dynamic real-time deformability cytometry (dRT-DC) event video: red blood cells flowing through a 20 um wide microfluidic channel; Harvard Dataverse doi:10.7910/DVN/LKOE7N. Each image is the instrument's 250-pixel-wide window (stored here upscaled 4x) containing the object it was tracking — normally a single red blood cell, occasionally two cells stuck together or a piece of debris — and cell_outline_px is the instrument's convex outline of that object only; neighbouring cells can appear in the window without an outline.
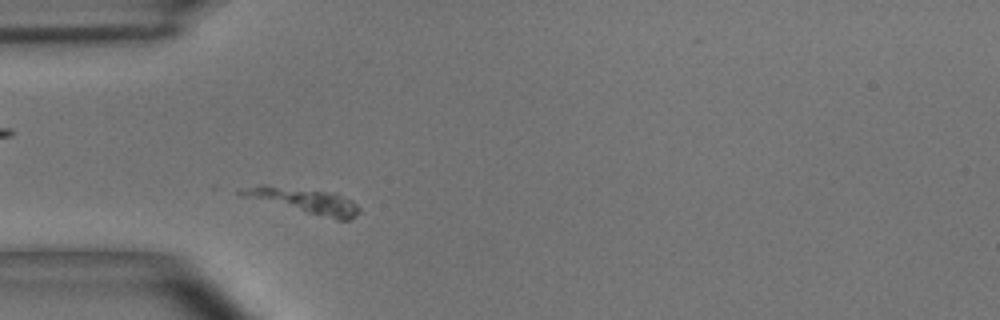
{"species": "common noctule bat (a hibernating species)", "species_latin": "Nyctalus noctula", "temperature_condition": "room temperature", "stored_images_in_passage": 2, "camera_frame_rate_fps": 3000, "um_per_image_px": 0.085, "animal": {"sex": "male", "body_mass_g": 15.6}, "frame": {"image": 1, "passage_image": 2, "time_ms": 0.333, "image_size_px": [1000, 320], "cell_outline_px": [[360, 212], [348, 220], [336, 220], [240, 196], [236, 192], [236, 188], [260, 184], [264, 184], [324, 192], [340, 196], [352, 200], [360, 208]], "centroid_in_image_um": [25.74, 17.06], "position_along_channel_um": 59.3, "area_um2": 17.22}}